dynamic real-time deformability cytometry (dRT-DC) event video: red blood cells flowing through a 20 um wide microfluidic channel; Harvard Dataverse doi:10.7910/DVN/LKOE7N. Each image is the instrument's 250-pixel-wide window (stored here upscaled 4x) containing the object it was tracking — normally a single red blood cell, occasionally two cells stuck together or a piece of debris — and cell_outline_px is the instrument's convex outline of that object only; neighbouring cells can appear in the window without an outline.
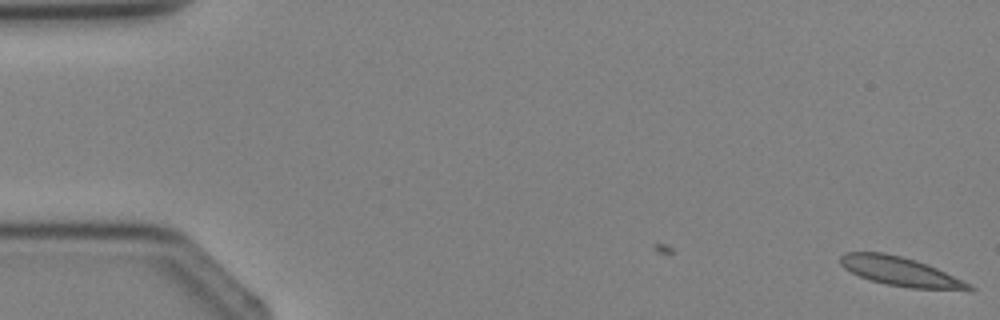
{"species": "Egyptian fruit bat (a non-hibernating species)", "species_latin": "Rousettus aegyptiacus", "temperature_condition": "cold", "stored_images_in_passage": 4, "camera_frame_rate_fps": 3000, "um_per_image_px": 0.085, "animal": {"sex": "female"}, "frame": {"image": 1, "passage_image": 1, "time_ms": 0.0, "image_size_px": [1000, 320], "cell_outline_px": [[976, 288], [912, 288], [884, 284], [860, 276], [844, 268], [840, 264], [840, 256], [844, 252], [884, 252], [916, 260], [936, 268], [972, 284]], "centroid_in_image_um": [76.43, 23.04], "position_along_channel_um": 8.6, "area_um2": 21.15}}
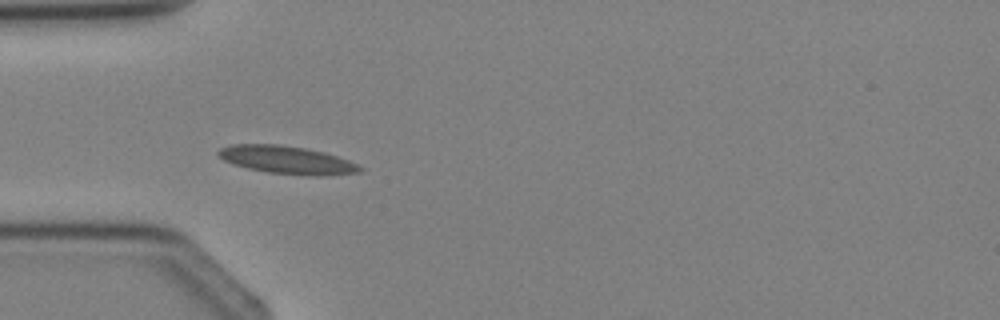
{"frame": {"image": 2, "passage_image": 4, "time_ms": 3.667, "image_size_px": [1000, 320], "cell_outline_px": [[364, 168], [360, 172], [320, 176], [312, 176], [268, 172], [248, 168], [224, 160], [216, 152], [220, 148], [232, 144], [276, 144], [304, 148], [324, 152], [360, 164]], "centroid_in_image_um": [24.43, 13.59], "position_along_channel_um": 60.6, "area_um2": 22.83}}